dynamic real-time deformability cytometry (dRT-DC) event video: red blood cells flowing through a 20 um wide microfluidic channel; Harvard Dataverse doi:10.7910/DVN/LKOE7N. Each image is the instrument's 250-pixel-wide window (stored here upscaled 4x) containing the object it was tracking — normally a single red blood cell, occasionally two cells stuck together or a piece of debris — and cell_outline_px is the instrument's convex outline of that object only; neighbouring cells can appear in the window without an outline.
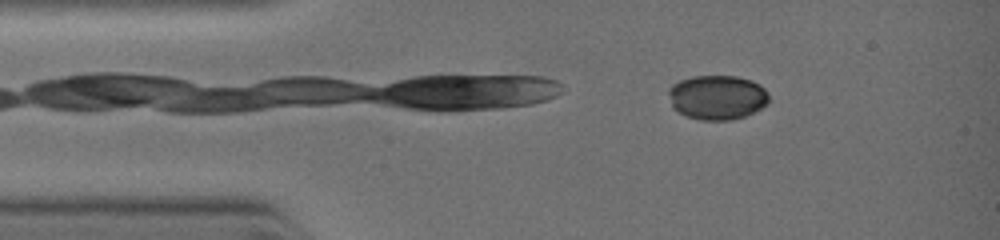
{"species": "common noctule bat (a hibernating species)", "species_latin": "Nyctalus noctula", "temperature_condition": "warm", "stored_images_in_passage": 6, "camera_frame_rate_fps": 3000, "um_per_image_px": 0.085, "animal": {"sex": "female", "body_mass_g": 19.0, "forearm_length_mm": 51.5}, "frame": {"image": 1, "passage_image": 4, "time_ms": 0.667, "image_size_px": [1000, 240], "cell_outline_px": [[768, 104], [744, 116], [732, 120], [700, 120], [688, 116], [672, 108], [668, 92], [668, 88], [672, 84], [680, 80], [692, 76], [736, 76], [752, 80], [760, 84], [764, 88], [768, 96]], "centroid_in_image_um": [60.95, 8.26], "position_along_channel_um": 24.1, "area_um2": 26.07}}